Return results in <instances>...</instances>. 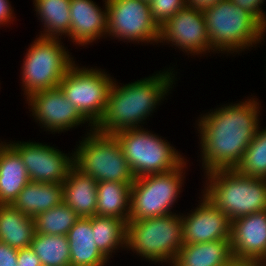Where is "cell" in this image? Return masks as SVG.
<instances>
[{"instance_id": "cell-1", "label": "cell", "mask_w": 266, "mask_h": 266, "mask_svg": "<svg viewBox=\"0 0 266 266\" xmlns=\"http://www.w3.org/2000/svg\"><path fill=\"white\" fill-rule=\"evenodd\" d=\"M258 100L251 97L200 114L196 124L204 174L239 164L261 125Z\"/></svg>"}, {"instance_id": "cell-2", "label": "cell", "mask_w": 266, "mask_h": 266, "mask_svg": "<svg viewBox=\"0 0 266 266\" xmlns=\"http://www.w3.org/2000/svg\"><path fill=\"white\" fill-rule=\"evenodd\" d=\"M169 69L121 86L114 79L107 97L106 110L94 129L114 135L119 131L143 127L145 120L149 115L152 116L157 105L166 100L172 85L176 83L177 77L172 71L174 68Z\"/></svg>"}, {"instance_id": "cell-3", "label": "cell", "mask_w": 266, "mask_h": 266, "mask_svg": "<svg viewBox=\"0 0 266 266\" xmlns=\"http://www.w3.org/2000/svg\"><path fill=\"white\" fill-rule=\"evenodd\" d=\"M202 194L233 221L266 210V179L253 178L235 169L210 171Z\"/></svg>"}, {"instance_id": "cell-4", "label": "cell", "mask_w": 266, "mask_h": 266, "mask_svg": "<svg viewBox=\"0 0 266 266\" xmlns=\"http://www.w3.org/2000/svg\"><path fill=\"white\" fill-rule=\"evenodd\" d=\"M203 14L210 44L216 53L239 55L261 44L266 35V30L247 11L230 0L219 1Z\"/></svg>"}, {"instance_id": "cell-5", "label": "cell", "mask_w": 266, "mask_h": 266, "mask_svg": "<svg viewBox=\"0 0 266 266\" xmlns=\"http://www.w3.org/2000/svg\"><path fill=\"white\" fill-rule=\"evenodd\" d=\"M183 246L182 216L179 213L128 221L126 249L152 263L172 265Z\"/></svg>"}, {"instance_id": "cell-6", "label": "cell", "mask_w": 266, "mask_h": 266, "mask_svg": "<svg viewBox=\"0 0 266 266\" xmlns=\"http://www.w3.org/2000/svg\"><path fill=\"white\" fill-rule=\"evenodd\" d=\"M85 136L74 149V166L77 169L97 182H134L135 176L114 135L89 129Z\"/></svg>"}, {"instance_id": "cell-7", "label": "cell", "mask_w": 266, "mask_h": 266, "mask_svg": "<svg viewBox=\"0 0 266 266\" xmlns=\"http://www.w3.org/2000/svg\"><path fill=\"white\" fill-rule=\"evenodd\" d=\"M61 39L39 36L26 50L21 66V84L26 98L39 91L57 88L75 63Z\"/></svg>"}, {"instance_id": "cell-8", "label": "cell", "mask_w": 266, "mask_h": 266, "mask_svg": "<svg viewBox=\"0 0 266 266\" xmlns=\"http://www.w3.org/2000/svg\"><path fill=\"white\" fill-rule=\"evenodd\" d=\"M114 136L135 178L172 171L186 160L166 139L146 128L127 129Z\"/></svg>"}, {"instance_id": "cell-9", "label": "cell", "mask_w": 266, "mask_h": 266, "mask_svg": "<svg viewBox=\"0 0 266 266\" xmlns=\"http://www.w3.org/2000/svg\"><path fill=\"white\" fill-rule=\"evenodd\" d=\"M186 164L187 160L172 171L135 178L131 185L128 221L174 213L171 210L182 192Z\"/></svg>"}, {"instance_id": "cell-10", "label": "cell", "mask_w": 266, "mask_h": 266, "mask_svg": "<svg viewBox=\"0 0 266 266\" xmlns=\"http://www.w3.org/2000/svg\"><path fill=\"white\" fill-rule=\"evenodd\" d=\"M113 80L114 77L103 69L80 67L75 62L58 87L79 113L95 127L106 110Z\"/></svg>"}, {"instance_id": "cell-11", "label": "cell", "mask_w": 266, "mask_h": 266, "mask_svg": "<svg viewBox=\"0 0 266 266\" xmlns=\"http://www.w3.org/2000/svg\"><path fill=\"white\" fill-rule=\"evenodd\" d=\"M107 37L139 44H158L160 27L142 0H106Z\"/></svg>"}, {"instance_id": "cell-12", "label": "cell", "mask_w": 266, "mask_h": 266, "mask_svg": "<svg viewBox=\"0 0 266 266\" xmlns=\"http://www.w3.org/2000/svg\"><path fill=\"white\" fill-rule=\"evenodd\" d=\"M8 143L21 156L31 181L63 183L74 167V152L65 154L53 146L39 142Z\"/></svg>"}, {"instance_id": "cell-13", "label": "cell", "mask_w": 266, "mask_h": 266, "mask_svg": "<svg viewBox=\"0 0 266 266\" xmlns=\"http://www.w3.org/2000/svg\"><path fill=\"white\" fill-rule=\"evenodd\" d=\"M158 43L176 46L190 56L214 52L202 11L185 6L160 26Z\"/></svg>"}, {"instance_id": "cell-14", "label": "cell", "mask_w": 266, "mask_h": 266, "mask_svg": "<svg viewBox=\"0 0 266 266\" xmlns=\"http://www.w3.org/2000/svg\"><path fill=\"white\" fill-rule=\"evenodd\" d=\"M27 104L35 121L44 131L52 134L66 132L82 124L94 127L79 113L76 107L65 97L62 90L57 87L39 91L30 95ZM46 129V130H45Z\"/></svg>"}, {"instance_id": "cell-15", "label": "cell", "mask_w": 266, "mask_h": 266, "mask_svg": "<svg viewBox=\"0 0 266 266\" xmlns=\"http://www.w3.org/2000/svg\"><path fill=\"white\" fill-rule=\"evenodd\" d=\"M199 205L182 216L183 245L230 240L232 221L201 195Z\"/></svg>"}, {"instance_id": "cell-16", "label": "cell", "mask_w": 266, "mask_h": 266, "mask_svg": "<svg viewBox=\"0 0 266 266\" xmlns=\"http://www.w3.org/2000/svg\"><path fill=\"white\" fill-rule=\"evenodd\" d=\"M230 244L233 257L260 266L266 259V210L234 219Z\"/></svg>"}, {"instance_id": "cell-17", "label": "cell", "mask_w": 266, "mask_h": 266, "mask_svg": "<svg viewBox=\"0 0 266 266\" xmlns=\"http://www.w3.org/2000/svg\"><path fill=\"white\" fill-rule=\"evenodd\" d=\"M104 10L92 0H71L69 38L73 44L86 46L93 41L107 38V6Z\"/></svg>"}, {"instance_id": "cell-18", "label": "cell", "mask_w": 266, "mask_h": 266, "mask_svg": "<svg viewBox=\"0 0 266 266\" xmlns=\"http://www.w3.org/2000/svg\"><path fill=\"white\" fill-rule=\"evenodd\" d=\"M19 153L5 141L0 142V205H11L30 182Z\"/></svg>"}, {"instance_id": "cell-19", "label": "cell", "mask_w": 266, "mask_h": 266, "mask_svg": "<svg viewBox=\"0 0 266 266\" xmlns=\"http://www.w3.org/2000/svg\"><path fill=\"white\" fill-rule=\"evenodd\" d=\"M71 266H105L109 259L97 248L91 217H80L67 233Z\"/></svg>"}, {"instance_id": "cell-20", "label": "cell", "mask_w": 266, "mask_h": 266, "mask_svg": "<svg viewBox=\"0 0 266 266\" xmlns=\"http://www.w3.org/2000/svg\"><path fill=\"white\" fill-rule=\"evenodd\" d=\"M97 183L74 166L63 181V202L79 217L96 215Z\"/></svg>"}, {"instance_id": "cell-21", "label": "cell", "mask_w": 266, "mask_h": 266, "mask_svg": "<svg viewBox=\"0 0 266 266\" xmlns=\"http://www.w3.org/2000/svg\"><path fill=\"white\" fill-rule=\"evenodd\" d=\"M63 202V183L30 181L11 204L22 213L34 218Z\"/></svg>"}, {"instance_id": "cell-22", "label": "cell", "mask_w": 266, "mask_h": 266, "mask_svg": "<svg viewBox=\"0 0 266 266\" xmlns=\"http://www.w3.org/2000/svg\"><path fill=\"white\" fill-rule=\"evenodd\" d=\"M233 258L230 240L183 245L171 266H221Z\"/></svg>"}, {"instance_id": "cell-23", "label": "cell", "mask_w": 266, "mask_h": 266, "mask_svg": "<svg viewBox=\"0 0 266 266\" xmlns=\"http://www.w3.org/2000/svg\"><path fill=\"white\" fill-rule=\"evenodd\" d=\"M36 233L34 218L12 205H0V241L16 249L28 248Z\"/></svg>"}, {"instance_id": "cell-24", "label": "cell", "mask_w": 266, "mask_h": 266, "mask_svg": "<svg viewBox=\"0 0 266 266\" xmlns=\"http://www.w3.org/2000/svg\"><path fill=\"white\" fill-rule=\"evenodd\" d=\"M131 183L102 181L97 183L96 215L114 217L128 222Z\"/></svg>"}, {"instance_id": "cell-25", "label": "cell", "mask_w": 266, "mask_h": 266, "mask_svg": "<svg viewBox=\"0 0 266 266\" xmlns=\"http://www.w3.org/2000/svg\"><path fill=\"white\" fill-rule=\"evenodd\" d=\"M71 0H33L34 9L41 20L43 31H40L42 38L68 37L71 29L70 20ZM43 32V33H42Z\"/></svg>"}, {"instance_id": "cell-26", "label": "cell", "mask_w": 266, "mask_h": 266, "mask_svg": "<svg viewBox=\"0 0 266 266\" xmlns=\"http://www.w3.org/2000/svg\"><path fill=\"white\" fill-rule=\"evenodd\" d=\"M126 224L122 219L114 217H91V226L94 232L97 248L110 260L113 253L126 249ZM120 248V249H119Z\"/></svg>"}, {"instance_id": "cell-27", "label": "cell", "mask_w": 266, "mask_h": 266, "mask_svg": "<svg viewBox=\"0 0 266 266\" xmlns=\"http://www.w3.org/2000/svg\"><path fill=\"white\" fill-rule=\"evenodd\" d=\"M30 248L37 254L42 266H71L66 235L35 233Z\"/></svg>"}, {"instance_id": "cell-28", "label": "cell", "mask_w": 266, "mask_h": 266, "mask_svg": "<svg viewBox=\"0 0 266 266\" xmlns=\"http://www.w3.org/2000/svg\"><path fill=\"white\" fill-rule=\"evenodd\" d=\"M79 218L71 207L62 202L34 217L36 233L67 235Z\"/></svg>"}, {"instance_id": "cell-29", "label": "cell", "mask_w": 266, "mask_h": 266, "mask_svg": "<svg viewBox=\"0 0 266 266\" xmlns=\"http://www.w3.org/2000/svg\"><path fill=\"white\" fill-rule=\"evenodd\" d=\"M260 127L235 170L246 176L266 179V127Z\"/></svg>"}, {"instance_id": "cell-30", "label": "cell", "mask_w": 266, "mask_h": 266, "mask_svg": "<svg viewBox=\"0 0 266 266\" xmlns=\"http://www.w3.org/2000/svg\"><path fill=\"white\" fill-rule=\"evenodd\" d=\"M152 19L160 27L168 19L186 6L185 0H152L150 3Z\"/></svg>"}, {"instance_id": "cell-31", "label": "cell", "mask_w": 266, "mask_h": 266, "mask_svg": "<svg viewBox=\"0 0 266 266\" xmlns=\"http://www.w3.org/2000/svg\"><path fill=\"white\" fill-rule=\"evenodd\" d=\"M234 5L247 11L265 30H266V12L262 5L265 0H230Z\"/></svg>"}, {"instance_id": "cell-32", "label": "cell", "mask_w": 266, "mask_h": 266, "mask_svg": "<svg viewBox=\"0 0 266 266\" xmlns=\"http://www.w3.org/2000/svg\"><path fill=\"white\" fill-rule=\"evenodd\" d=\"M18 249L0 241V266H18Z\"/></svg>"}, {"instance_id": "cell-33", "label": "cell", "mask_w": 266, "mask_h": 266, "mask_svg": "<svg viewBox=\"0 0 266 266\" xmlns=\"http://www.w3.org/2000/svg\"><path fill=\"white\" fill-rule=\"evenodd\" d=\"M17 264L18 266H42L39 257L30 247L18 249Z\"/></svg>"}, {"instance_id": "cell-34", "label": "cell", "mask_w": 266, "mask_h": 266, "mask_svg": "<svg viewBox=\"0 0 266 266\" xmlns=\"http://www.w3.org/2000/svg\"><path fill=\"white\" fill-rule=\"evenodd\" d=\"M13 7L9 0H0V27L1 25H7L15 18L13 13ZM13 19V20H12Z\"/></svg>"}, {"instance_id": "cell-35", "label": "cell", "mask_w": 266, "mask_h": 266, "mask_svg": "<svg viewBox=\"0 0 266 266\" xmlns=\"http://www.w3.org/2000/svg\"><path fill=\"white\" fill-rule=\"evenodd\" d=\"M219 1L222 0H185V3L187 7L194 8L203 12L210 6H214Z\"/></svg>"}, {"instance_id": "cell-36", "label": "cell", "mask_w": 266, "mask_h": 266, "mask_svg": "<svg viewBox=\"0 0 266 266\" xmlns=\"http://www.w3.org/2000/svg\"><path fill=\"white\" fill-rule=\"evenodd\" d=\"M221 266H258V265L248 260L233 257L227 263Z\"/></svg>"}, {"instance_id": "cell-37", "label": "cell", "mask_w": 266, "mask_h": 266, "mask_svg": "<svg viewBox=\"0 0 266 266\" xmlns=\"http://www.w3.org/2000/svg\"><path fill=\"white\" fill-rule=\"evenodd\" d=\"M260 266H266V259L264 260V262Z\"/></svg>"}, {"instance_id": "cell-38", "label": "cell", "mask_w": 266, "mask_h": 266, "mask_svg": "<svg viewBox=\"0 0 266 266\" xmlns=\"http://www.w3.org/2000/svg\"><path fill=\"white\" fill-rule=\"evenodd\" d=\"M142 1H146V2L150 3L152 0H142Z\"/></svg>"}]
</instances>
